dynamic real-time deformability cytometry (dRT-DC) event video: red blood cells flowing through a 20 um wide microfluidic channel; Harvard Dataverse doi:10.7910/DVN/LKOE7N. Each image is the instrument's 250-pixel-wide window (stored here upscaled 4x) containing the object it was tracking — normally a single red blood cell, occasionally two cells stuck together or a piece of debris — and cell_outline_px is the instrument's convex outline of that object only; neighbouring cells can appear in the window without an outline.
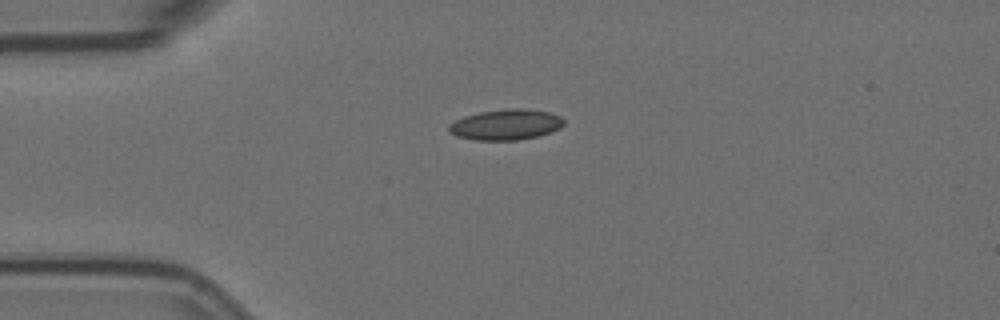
{"species": "Egyptian fruit bat (a non-hibernating species)", "species_latin": "Rousettus aegyptiacus", "temperature_condition": "room temperature", "stored_images_in_passage": 2, "camera_frame_rate_fps": 3000, "um_per_image_px": 0.085, "animal": {"sex": "female"}, "frame": {"image": 1, "passage_image": 1, "time_ms": 0.0, "image_size_px": [1000, 320], "cell_outline_px": [[564, 124], [560, 128], [536, 136], [516, 140], [476, 140], [456, 136], [448, 132], [448, 124], [464, 116], [480, 112], [508, 108], [524, 108], [548, 112], [560, 116], [564, 120]], "centroid_in_image_um": [42.96, 10.58], "position_along_channel_um": 42.0, "area_um2": 20.46}}